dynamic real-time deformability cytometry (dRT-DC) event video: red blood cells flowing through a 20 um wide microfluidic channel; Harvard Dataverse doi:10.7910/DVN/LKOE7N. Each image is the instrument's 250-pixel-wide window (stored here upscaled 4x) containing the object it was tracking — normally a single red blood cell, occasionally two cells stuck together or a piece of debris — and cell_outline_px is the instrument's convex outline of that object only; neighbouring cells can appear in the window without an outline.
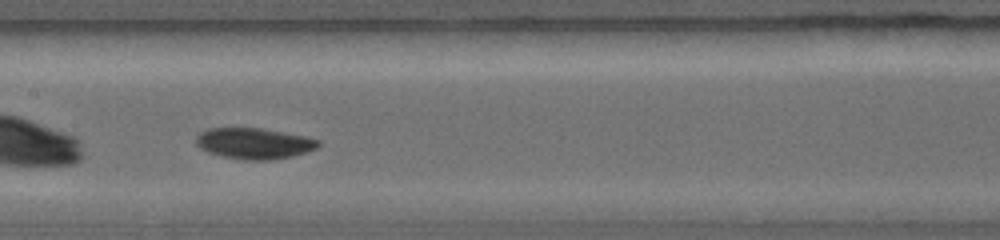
{"species": "common noctule bat (a hibernating species)", "species_latin": "Nyctalus noctula", "temperature_condition": "warm", "stored_images_in_passage": 33, "camera_frame_rate_fps": 5000, "um_per_image_px": 0.085, "animal": {"sex": "female", "body_mass_g": 19.0, "forearm_length_mm": 56.7}, "frame": {"image": 1, "passage_image": 15, "time_ms": 2.8, "image_size_px": [1000, 240], "cell_outline_px": [[320, 144], [316, 148], [308, 152], [292, 156], [272, 160], [244, 160], [220, 156], [208, 152], [200, 148], [196, 144], [196, 136], [200, 132], [208, 128], [260, 128], [308, 136], [320, 140]], "centroid_in_image_um": [21.61, 12.19], "position_along_channel_um": 185.8, "area_um2": 22.31}}
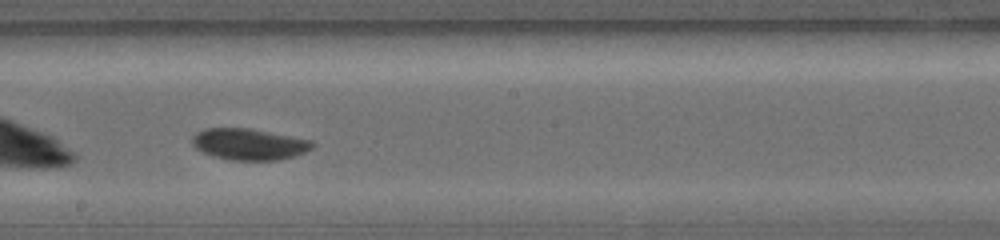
{"frame": {"image": 2, "passage_image": 19, "time_ms": 3.6, "image_size_px": [1000, 240], "cell_outline_px": [[316, 144], [312, 148], [296, 156], [280, 160], [228, 160], [212, 156], [196, 148], [192, 144], [192, 136], [196, 132], [204, 128], [252, 128], [312, 140]], "centroid_in_image_um": [21.18, 12.25], "position_along_channel_um": 227.0, "area_um2": 22.25}}